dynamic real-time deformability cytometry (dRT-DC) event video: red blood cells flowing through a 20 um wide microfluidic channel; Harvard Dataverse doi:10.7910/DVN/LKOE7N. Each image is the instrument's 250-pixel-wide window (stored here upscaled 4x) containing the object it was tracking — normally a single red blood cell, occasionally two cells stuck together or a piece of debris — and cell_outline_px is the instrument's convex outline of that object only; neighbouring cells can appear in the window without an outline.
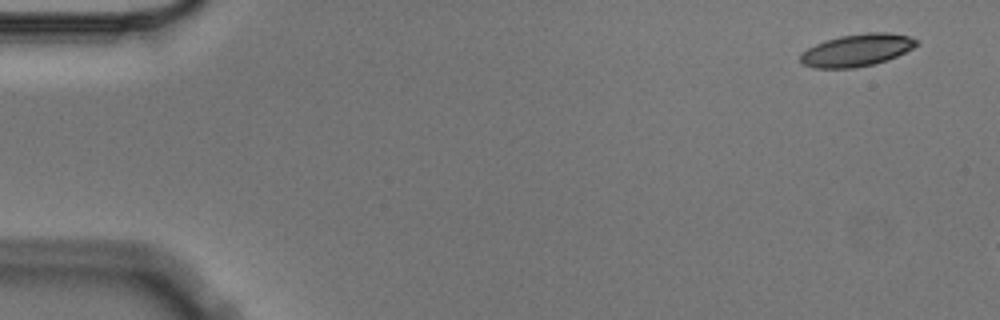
{"species": "Egyptian fruit bat (a non-hibernating species)", "species_latin": "Rousettus aegyptiacus", "temperature_condition": "cold", "stored_images_in_passage": 3, "camera_frame_rate_fps": 3000, "um_per_image_px": 0.085, "animal": {"sex": "male"}, "frame": {"image": 1, "passage_image": 1, "time_ms": 0.0, "image_size_px": [1000, 320], "cell_outline_px": [[920, 44], [896, 56], [872, 64], [856, 68], [812, 68], [804, 64], [800, 60], [800, 56], [808, 48], [824, 40], [840, 36], [864, 32], [888, 32], [908, 36], [920, 40]], "centroid_in_image_um": [72.85, 4.25], "position_along_channel_um": 12.2, "area_um2": 21.79}}